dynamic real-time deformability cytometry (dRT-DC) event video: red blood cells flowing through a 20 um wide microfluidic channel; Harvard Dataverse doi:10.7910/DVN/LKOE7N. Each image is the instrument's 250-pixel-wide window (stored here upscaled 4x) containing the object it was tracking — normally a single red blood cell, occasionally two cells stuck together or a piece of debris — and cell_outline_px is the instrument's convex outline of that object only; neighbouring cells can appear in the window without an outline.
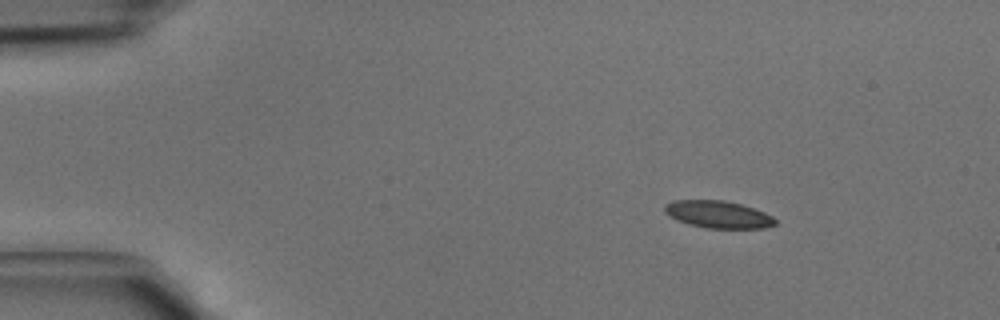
{"species": "common noctule bat (a hibernating species)", "species_latin": "Nyctalus noctula", "temperature_condition": "cold", "stored_images_in_passage": 4, "camera_frame_rate_fps": 3000, "um_per_image_px": 0.085, "animal": {"sex": "male", "body_mass_g": 15.6}, "frame": {"image": 1, "passage_image": 1, "time_ms": 0.0, "image_size_px": [1000, 320], "cell_outline_px": [[776, 224], [764, 228], [708, 228], [688, 224], [668, 216], [664, 212], [664, 204], [672, 200], [724, 200], [740, 204], [764, 212], [772, 216], [776, 220]], "centroid_in_image_um": [61.0, 18.22], "position_along_channel_um": 24.0, "area_um2": 17.57}}